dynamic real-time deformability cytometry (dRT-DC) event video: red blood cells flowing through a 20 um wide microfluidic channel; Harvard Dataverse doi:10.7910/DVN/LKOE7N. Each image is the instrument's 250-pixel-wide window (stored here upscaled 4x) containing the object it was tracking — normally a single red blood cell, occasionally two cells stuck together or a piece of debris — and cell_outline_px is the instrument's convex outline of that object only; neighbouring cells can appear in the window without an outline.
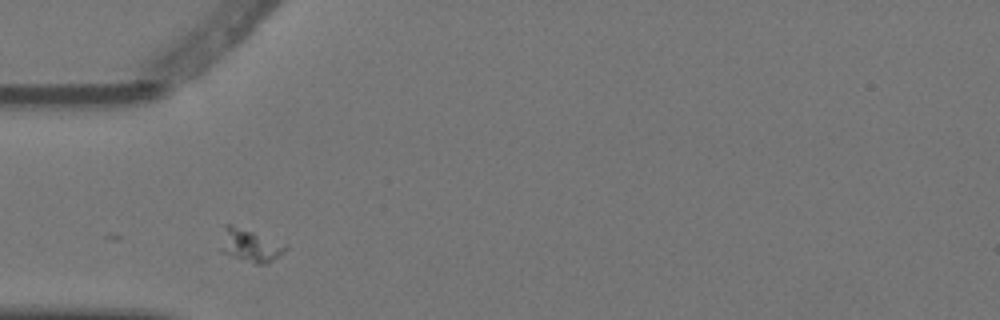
{"species": "Egyptian fruit bat (a non-hibernating species)", "species_latin": "Rousettus aegyptiacus", "temperature_condition": "warm", "stored_images_in_passage": 2, "camera_frame_rate_fps": 3000, "um_per_image_px": 0.085, "animal": {"sex": "female"}, "frame": {"image": 1, "passage_image": 1, "time_ms": 0.0, "image_size_px": [1000, 320], "cell_outline_px": [[288, 248], [280, 256], [268, 264], [256, 264], [240, 260], [220, 252], [220, 248], [224, 224], [232, 224], [288, 244]], "centroid_in_image_um": [21.27, 20.87], "position_along_channel_um": 63.7, "area_um2": 12.83}}